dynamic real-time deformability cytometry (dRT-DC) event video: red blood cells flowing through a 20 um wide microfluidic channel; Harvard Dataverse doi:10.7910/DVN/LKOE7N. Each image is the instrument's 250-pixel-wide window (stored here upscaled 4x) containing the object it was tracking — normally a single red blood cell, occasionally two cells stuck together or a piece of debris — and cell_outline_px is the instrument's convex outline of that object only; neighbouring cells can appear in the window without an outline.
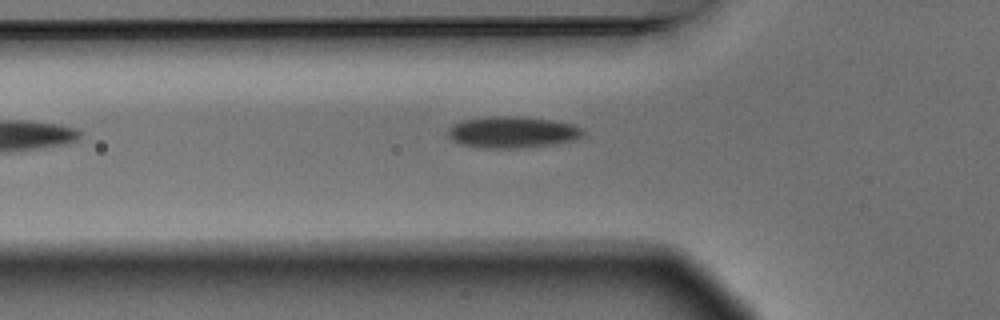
{"species": "Egyptian fruit bat (a non-hibernating species)", "species_latin": "Rousettus aegyptiacus", "temperature_condition": "warm", "stored_images_in_passage": 6, "camera_frame_rate_fps": 3000, "um_per_image_px": 0.085, "animal": {"sex": "male"}, "frame": {"image": 1, "passage_image": 5, "time_ms": 1.333, "image_size_px": [1000, 320], "cell_outline_px": [[584, 132], [580, 136], [572, 140], [544, 144], [512, 148], [484, 148], [460, 144], [452, 140], [448, 136], [448, 128], [452, 124], [464, 120], [488, 116], [516, 116], [552, 120], [572, 124], [580, 128]], "centroid_in_image_um": [43.45, 11.22], "position_along_channel_um": 82.3, "area_um2": 24.28}}
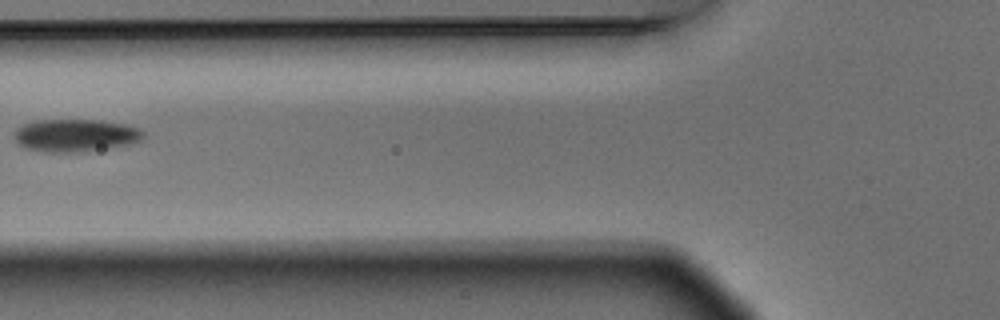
{"frame": {"image": 2, "passage_image": 6, "time_ms": 1.667, "image_size_px": [1000, 320], "cell_outline_px": [[144, 136], [140, 140], [124, 144], [80, 152], [40, 152], [28, 148], [20, 144], [16, 140], [16, 128], [24, 124], [36, 120], [96, 120], [128, 124], [140, 128], [144, 132]], "centroid_in_image_um": [6.41, 11.49], "position_along_channel_um": 119.4, "area_um2": 24.16}}